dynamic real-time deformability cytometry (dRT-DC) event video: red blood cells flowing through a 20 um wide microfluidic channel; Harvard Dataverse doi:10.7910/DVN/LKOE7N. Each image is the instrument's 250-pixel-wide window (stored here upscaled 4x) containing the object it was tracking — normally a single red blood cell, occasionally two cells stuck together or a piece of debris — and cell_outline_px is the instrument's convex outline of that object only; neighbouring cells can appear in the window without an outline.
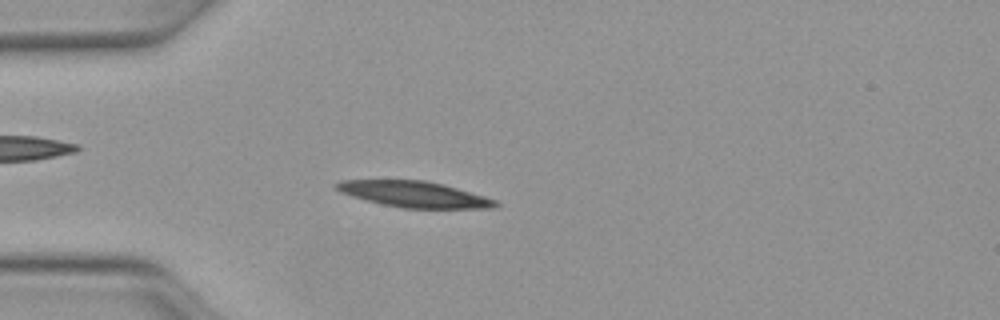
{"species": "Egyptian fruit bat (a non-hibernating species)", "species_latin": "Rousettus aegyptiacus", "temperature_condition": "warm", "stored_images_in_passage": 36, "camera_frame_rate_fps": 3000, "um_per_image_px": 0.085, "animal": {"sex": "female"}, "frame": {"image": 1, "passage_image": 7, "time_ms": 2.0, "image_size_px": [1000, 320], "cell_outline_px": [[500, 204], [492, 208], [404, 208], [384, 204], [352, 196], [340, 192], [332, 184], [340, 180], [424, 180], [444, 184], [484, 196], [496, 200]], "centroid_in_image_um": [35.2, 16.5], "position_along_channel_um": 49.8, "area_um2": 23.87}}
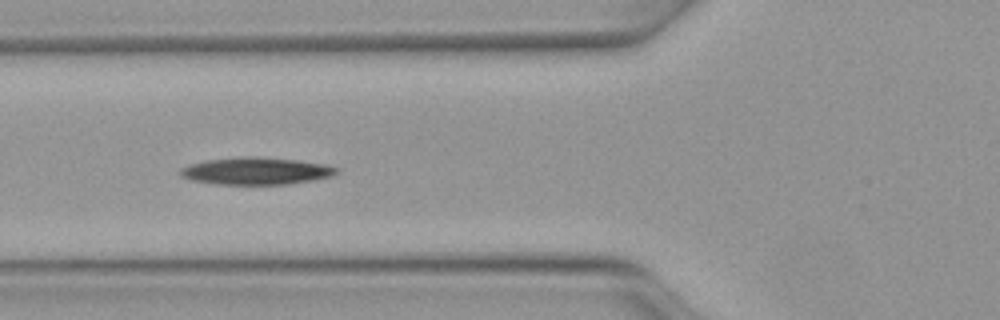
{"frame": {"image": 2, "passage_image": 12, "time_ms": 3.667, "image_size_px": [1000, 320], "cell_outline_px": [[340, 172], [332, 176], [316, 180], [288, 184], [216, 184], [192, 180], [180, 176], [180, 168], [192, 164], [208, 160], [248, 156], [252, 156], [296, 160], [324, 164], [340, 168]], "centroid_in_image_um": [21.83, 14.54], "position_along_channel_um": 104.0, "area_um2": 24.68}}
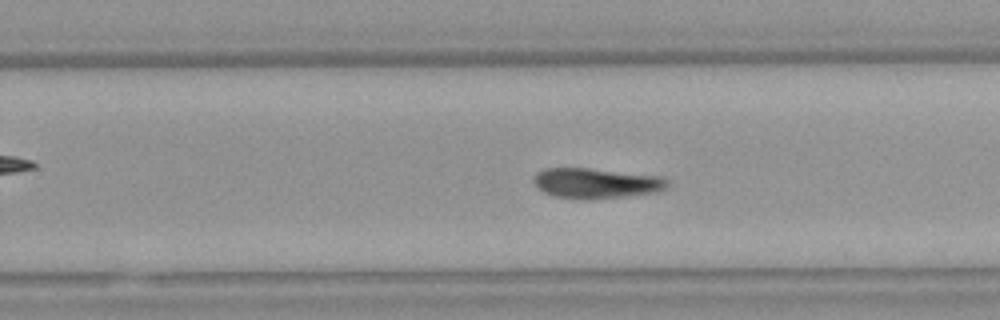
{"frame": {"image": 3, "passage_image": 25, "time_ms": 8.0, "image_size_px": [1000, 320], "cell_outline_px": [[668, 184], [664, 188], [656, 192], [624, 196], [588, 200], [576, 200], [552, 196], [536, 188], [532, 180], [532, 176], [536, 172], [544, 168], [588, 168], [660, 176], [668, 180]], "centroid_in_image_um": [50.57, 15.58], "position_along_channel_um": 279.2, "area_um2": 23.87}}